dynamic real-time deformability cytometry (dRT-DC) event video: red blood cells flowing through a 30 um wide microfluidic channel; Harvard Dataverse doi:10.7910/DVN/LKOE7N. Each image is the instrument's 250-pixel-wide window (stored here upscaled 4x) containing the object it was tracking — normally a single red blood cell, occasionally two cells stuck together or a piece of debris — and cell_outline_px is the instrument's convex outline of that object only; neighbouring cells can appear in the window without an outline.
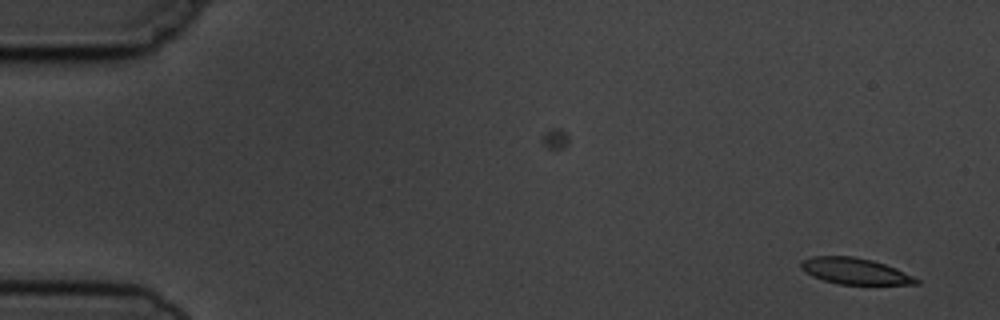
{"species": "common noctule bat (a hibernating species)", "species_latin": "Nyctalus noctula", "temperature_condition": "cold", "stored_images_in_passage": 6, "camera_frame_rate_fps": 3000, "um_per_image_px": 0.085, "animal": {"sex": "male", "body_mass_g": 19.5, "forearm_length_mm": 54.6}, "frame": {"image": 1, "passage_image": 1, "time_ms": 0.0, "image_size_px": [1000, 320], "cell_outline_px": [[920, 284], [840, 284], [824, 280], [812, 276], [800, 268], [800, 264], [804, 260], [812, 256], [852, 256], [872, 260], [896, 268], [920, 280]], "centroid_in_image_um": [72.66, 23.04], "position_along_channel_um": 12.3, "area_um2": 17.4}}
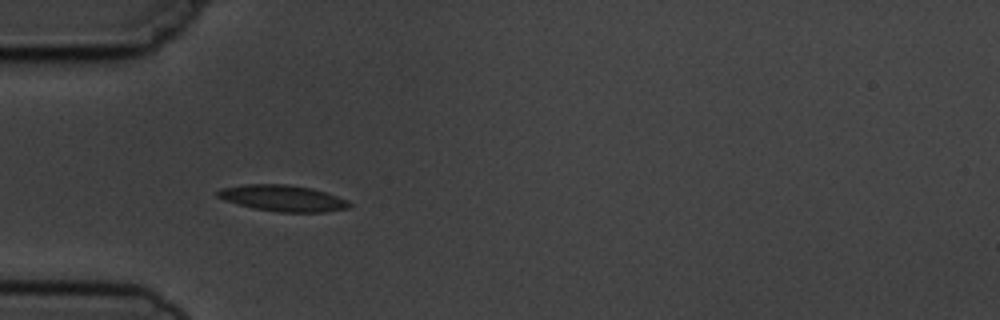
{"frame": {"image": 2, "passage_image": 5, "time_ms": 4.667, "image_size_px": [1000, 320], "cell_outline_px": [[352, 204], [348, 208], [324, 212], [280, 212], [252, 208], [224, 200], [216, 196], [216, 192], [220, 188], [244, 184], [288, 184], [312, 188], [348, 200]], "centroid_in_image_um": [24.01, 16.84], "position_along_channel_um": 61.0, "area_um2": 20.17}}
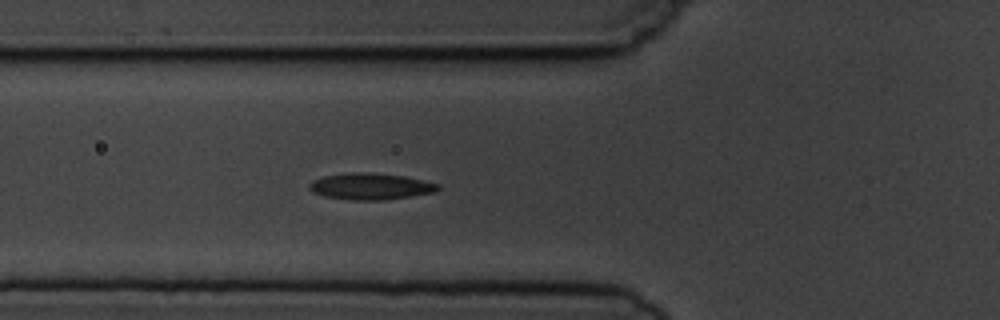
{"frame": {"image": 3, "passage_image": 6, "time_ms": 5.667, "image_size_px": [1000, 320], "cell_outline_px": [[440, 188], [436, 192], [384, 200], [348, 200], [324, 196], [312, 192], [308, 188], [308, 184], [312, 180], [324, 176], [352, 172], [368, 172], [404, 176], [440, 184]], "centroid_in_image_um": [31.47, 15.84], "position_along_channel_um": 94.3, "area_um2": 19.94}}